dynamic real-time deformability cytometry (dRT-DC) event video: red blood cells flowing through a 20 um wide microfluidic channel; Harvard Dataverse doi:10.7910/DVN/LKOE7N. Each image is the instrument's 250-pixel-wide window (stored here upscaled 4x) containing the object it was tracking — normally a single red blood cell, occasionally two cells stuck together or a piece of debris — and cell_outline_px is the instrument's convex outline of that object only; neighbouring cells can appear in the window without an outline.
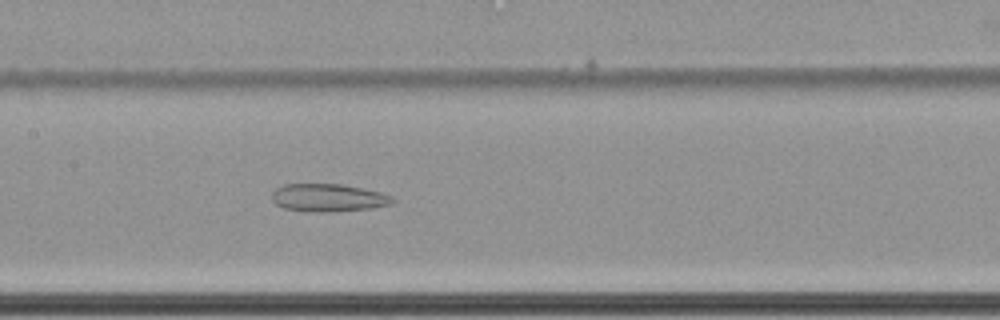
{"species": "common noctule bat (a hibernating species)", "species_latin": "Nyctalus noctula", "temperature_condition": "cold", "stored_images_in_passage": 59, "camera_frame_rate_fps": 3000, "um_per_image_px": 0.085, "animal": {"sex": "female", "body_mass_g": 22.7, "forearm_length_mm": 54.2}, "frame": {"image": 1, "passage_image": 29, "time_ms": 9.333, "image_size_px": [1000, 320], "cell_outline_px": [[396, 200], [392, 204], [372, 208], [332, 212], [312, 212], [284, 208], [276, 204], [272, 200], [272, 192], [276, 188], [284, 184], [344, 184], [380, 192], [392, 196]], "centroid_in_image_um": [27.92, 16.81], "position_along_channel_um": 179.5, "area_um2": 19.71}}
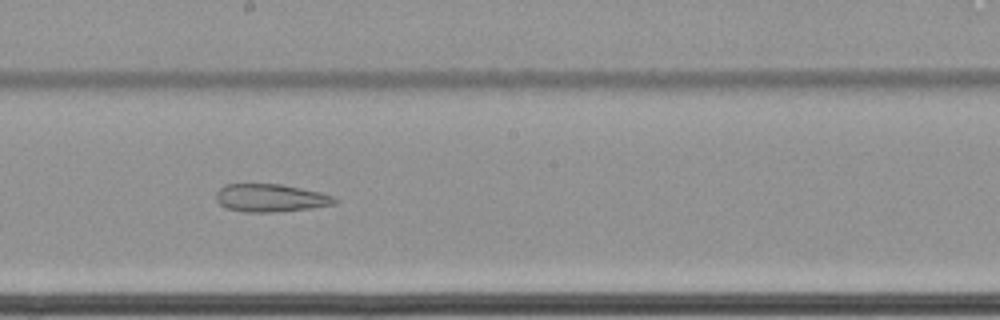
{"frame": {"image": 2, "passage_image": 33, "time_ms": 10.667, "image_size_px": [1000, 320], "cell_outline_px": [[336, 204], [312, 208], [280, 212], [244, 212], [228, 208], [220, 204], [216, 200], [216, 192], [224, 184], [280, 184], [320, 192], [332, 196], [336, 200]], "centroid_in_image_um": [22.98, 16.83], "position_along_channel_um": 225.2, "area_um2": 19.25}}
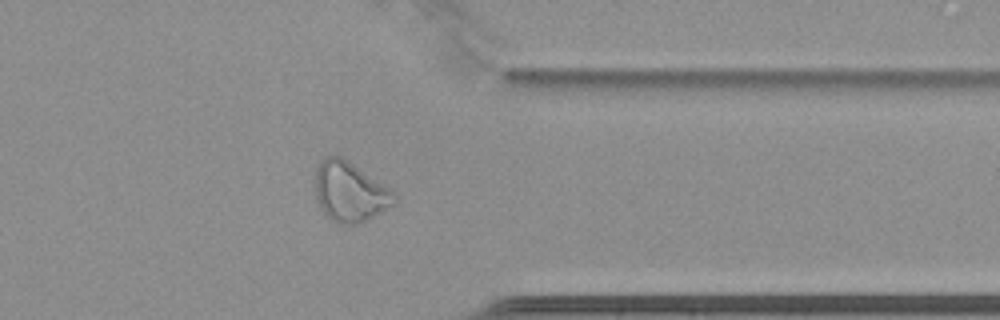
{"frame": {"image": 3, "passage_image": 47, "time_ms": 15.333, "image_size_px": [1000, 320], "cell_outline_px": [[396, 204], [360, 224], [340, 224], [332, 220], [320, 208], [316, 196], [316, 168], [320, 160], [328, 156], [340, 156], [396, 192]], "centroid_in_image_um": [29.76, 16.33], "position_along_channel_um": 381.6, "area_um2": 27.46}, "authors_computed_cell_mechanics": {"area_um2": 27.9752, "velocity_mm_per_s": 3.4429, "shape_relaxation_time_tau1_ms": null, "shape_relaxation_time_tau2_ms": 7.5992, "deformation_change_tau1": null, "deformation_change_tau2": 0.1656}}